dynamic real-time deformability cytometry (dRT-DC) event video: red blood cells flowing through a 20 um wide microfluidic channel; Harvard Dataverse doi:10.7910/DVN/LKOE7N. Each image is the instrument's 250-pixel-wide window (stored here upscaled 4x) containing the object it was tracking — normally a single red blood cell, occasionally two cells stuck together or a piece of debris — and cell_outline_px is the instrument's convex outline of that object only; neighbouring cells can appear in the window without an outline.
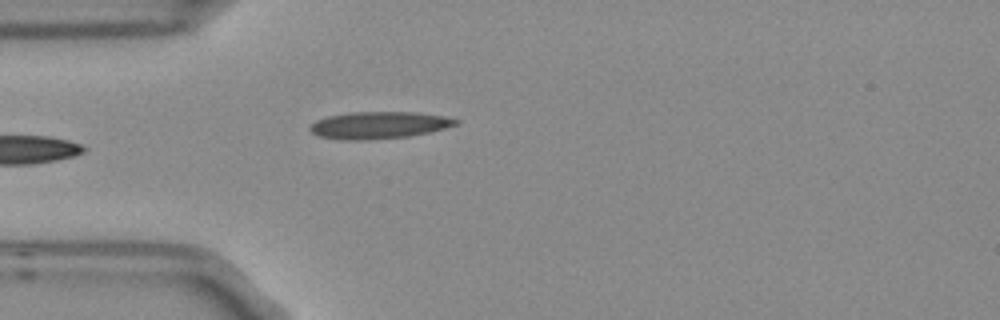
{"species": "Egyptian fruit bat (a non-hibernating species)", "species_latin": "Rousettus aegyptiacus", "temperature_condition": "room temperature", "stored_images_in_passage": 6, "camera_frame_rate_fps": 3000, "um_per_image_px": 0.085, "frame": {"image": 1, "passage_image": 6, "time_ms": 1.667, "image_size_px": [1000, 320], "cell_outline_px": [[460, 124], [428, 132], [408, 136], [360, 140], [344, 140], [320, 136], [312, 132], [308, 128], [316, 120], [328, 116], [352, 112], [416, 112], [444, 116], [460, 120]], "centroid_in_image_um": [32.22, 10.63], "position_along_channel_um": 52.8, "area_um2": 22.77}}